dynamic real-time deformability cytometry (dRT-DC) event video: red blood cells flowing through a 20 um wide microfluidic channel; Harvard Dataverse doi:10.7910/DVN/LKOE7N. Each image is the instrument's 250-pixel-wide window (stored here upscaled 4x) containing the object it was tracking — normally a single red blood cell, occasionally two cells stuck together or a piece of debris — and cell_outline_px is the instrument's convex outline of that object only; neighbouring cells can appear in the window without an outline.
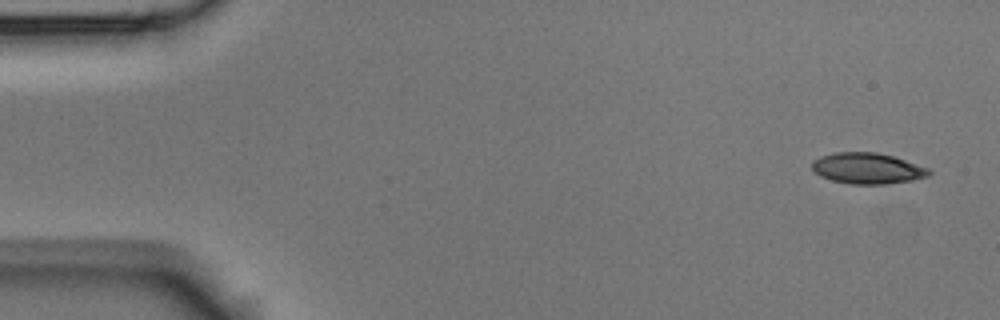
{"species": "Egyptian fruit bat (a non-hibernating species)", "species_latin": "Rousettus aegyptiacus", "temperature_condition": "room temperature", "stored_images_in_passage": 5, "camera_frame_rate_fps": 3000, "um_per_image_px": 0.085, "animal": {"sex": "male"}, "frame": {"image": 1, "passage_image": 1, "time_ms": 0.0, "image_size_px": [1000, 320], "cell_outline_px": [[932, 172], [928, 176], [912, 180], [888, 184], [848, 184], [832, 180], [820, 176], [812, 168], [812, 160], [820, 156], [836, 152], [876, 152], [892, 156], [928, 168]], "centroid_in_image_um": [73.71, 14.31], "position_along_channel_um": 11.3, "area_um2": 21.04}}
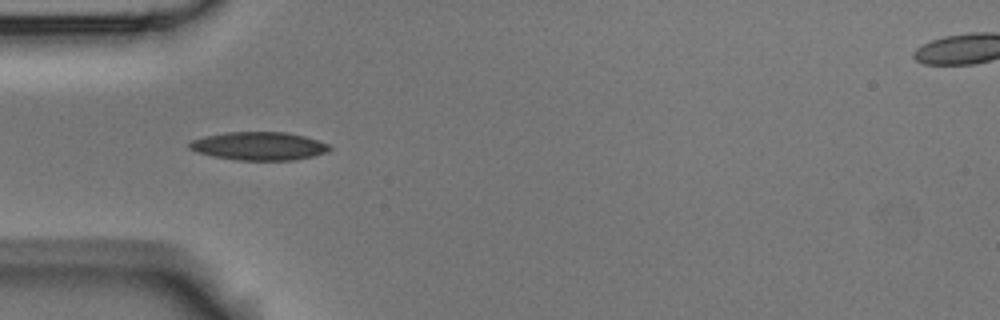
{"frame": {"image": 2, "passage_image": 5, "time_ms": 1.333, "image_size_px": [1000, 320], "cell_outline_px": [[332, 148], [328, 152], [296, 160], [240, 160], [212, 156], [196, 152], [188, 148], [188, 144], [192, 140], [204, 136], [224, 132], [284, 132], [304, 136], [328, 144]], "centroid_in_image_um": [21.98, 12.41], "position_along_channel_um": 63.0, "area_um2": 23.06}}